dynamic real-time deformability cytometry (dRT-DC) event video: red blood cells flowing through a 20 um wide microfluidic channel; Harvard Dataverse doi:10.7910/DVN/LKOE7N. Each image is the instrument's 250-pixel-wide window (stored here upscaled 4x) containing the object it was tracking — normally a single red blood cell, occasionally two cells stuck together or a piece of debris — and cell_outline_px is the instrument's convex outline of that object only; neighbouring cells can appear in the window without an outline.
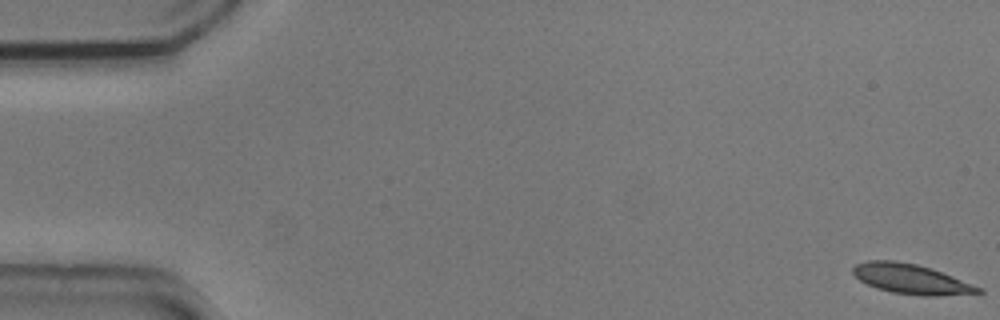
{"species": "common noctule bat (a hibernating species)", "species_latin": "Nyctalus noctula", "temperature_condition": "cold", "stored_images_in_passage": 56, "camera_frame_rate_fps": 3000, "um_per_image_px": 0.085, "animal": {"sex": "male", "body_mass_g": 20.5, "forearm_length_mm": 52.5}, "frame": {"image": 1, "passage_image": 1, "time_ms": 0.0, "image_size_px": [1000, 320], "cell_outline_px": [[984, 292], [936, 296], [920, 296], [892, 292], [876, 288], [860, 280], [852, 272], [852, 268], [856, 264], [868, 260], [896, 260], [916, 264], [932, 268], [984, 288]], "centroid_in_image_um": [77.47, 23.71], "position_along_channel_um": 7.5, "area_um2": 21.91}}
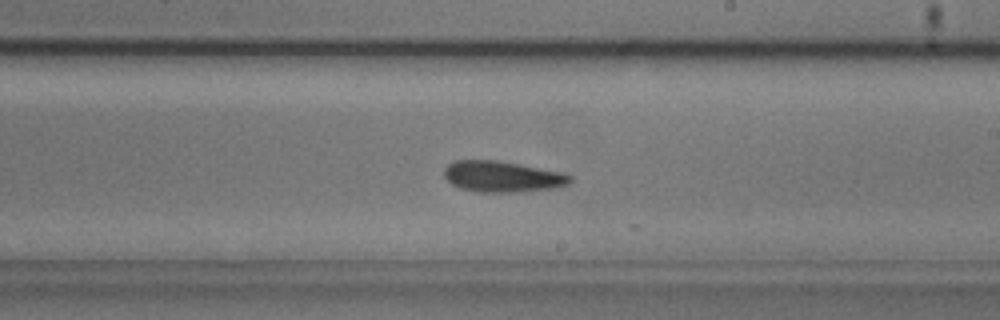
{"frame": {"image": 2, "passage_image": 32, "time_ms": 10.333, "image_size_px": [1000, 320], "cell_outline_px": [[572, 180], [568, 184], [556, 188], [516, 192], [480, 192], [460, 188], [452, 184], [444, 176], [444, 168], [448, 164], [456, 160], [496, 160], [568, 172], [572, 176]], "centroid_in_image_um": [42.76, 15.0], "position_along_channel_um": 246.2, "area_um2": 23.06}}
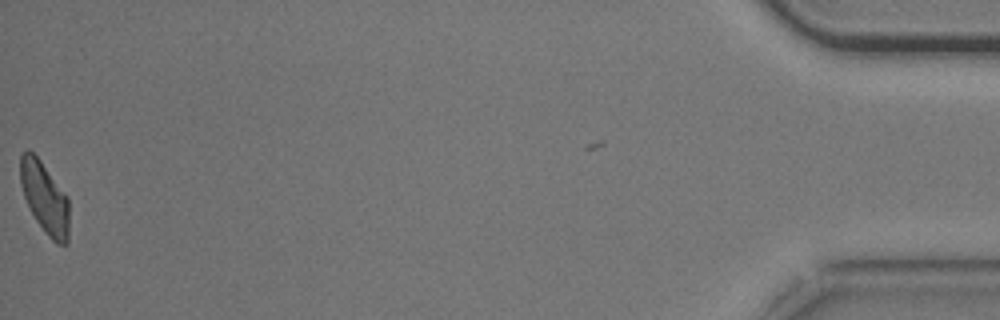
{"frame": {"image": 3, "passage_image": 55, "time_ms": 18.0, "image_size_px": [1000, 320], "cell_outline_px": [[68, 244], [56, 244], [48, 236], [36, 220], [24, 196], [20, 184], [20, 156], [28, 148], [40, 160], [68, 196]], "centroid_in_image_um": [3.8, 16.8], "position_along_channel_um": 431.4, "area_um2": 20.17}, "authors_computed_cell_mechanics": {"area_um2": 21.8773, "velocity_mm_per_s": 3.6957, "shape_relaxation_time_tau1_ms": null, "shape_relaxation_time_tau2_ms": 5.4714, "deformation_change_tau1": null, "deformation_change_tau2": 0.1495}}